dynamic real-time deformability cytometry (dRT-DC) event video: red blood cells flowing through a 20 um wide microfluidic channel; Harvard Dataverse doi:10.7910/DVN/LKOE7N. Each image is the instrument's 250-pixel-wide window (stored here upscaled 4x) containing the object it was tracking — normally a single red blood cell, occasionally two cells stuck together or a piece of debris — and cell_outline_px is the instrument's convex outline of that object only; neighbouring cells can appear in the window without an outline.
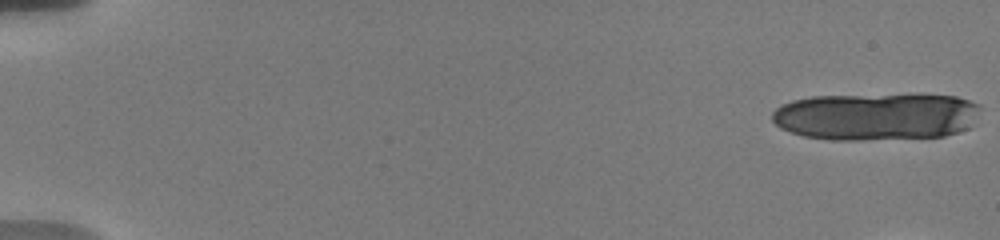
{"species": "human", "species_latin": "Homo sapiens", "temperature_condition": "warm", "stored_images_in_passage": 16, "camera_frame_rate_fps": 3000, "um_per_image_px": 0.085, "donor": {"sex": "male"}, "frame": {"image": 1, "passage_image": 1, "time_ms": 0.0, "image_size_px": [1000, 240], "cell_outline_px": [[980, 108], [968, 128], [944, 136], [860, 140], [828, 140], [804, 136], [780, 128], [772, 120], [772, 112], [780, 104], [792, 100], [812, 96], [916, 92], [920, 92], [956, 96], [980, 104]], "centroid_in_image_um": [74.46, 9.85], "position_along_channel_um": 10.5, "area_um2": 58.9}}